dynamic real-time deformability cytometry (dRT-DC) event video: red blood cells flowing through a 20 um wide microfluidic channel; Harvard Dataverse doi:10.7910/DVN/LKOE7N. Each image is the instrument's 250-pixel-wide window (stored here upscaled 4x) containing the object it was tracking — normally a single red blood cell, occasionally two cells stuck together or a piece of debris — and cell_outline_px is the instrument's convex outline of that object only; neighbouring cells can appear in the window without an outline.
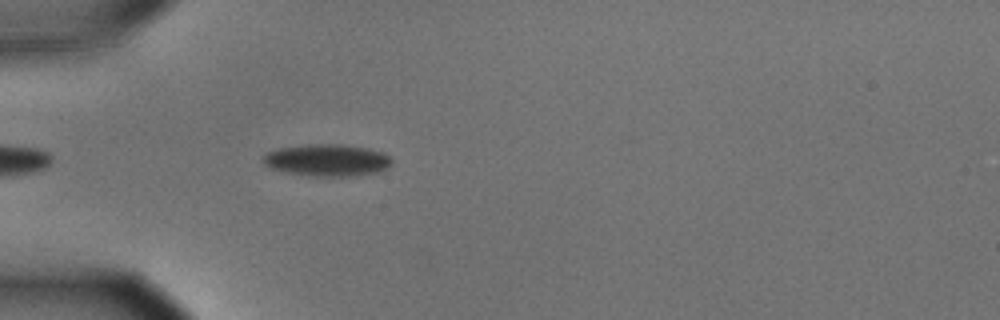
{"species": "common noctule bat (a hibernating species)", "species_latin": "Nyctalus noctula", "temperature_condition": "cold", "stored_images_in_passage": 27, "camera_frame_rate_fps": 3000, "um_per_image_px": 0.085, "animal": {"sex": "male", "body_mass_g": 15.6}, "frame": {"image": 1, "passage_image": 5, "time_ms": 1.333, "image_size_px": [1000, 320], "cell_outline_px": [[392, 164], [388, 168], [380, 172], [356, 176], [308, 176], [284, 172], [268, 168], [260, 160], [268, 152], [280, 148], [308, 144], [340, 144], [368, 148], [384, 152], [392, 160]], "centroid_in_image_um": [27.81, 13.63], "position_along_channel_um": 57.2, "area_um2": 24.39}}